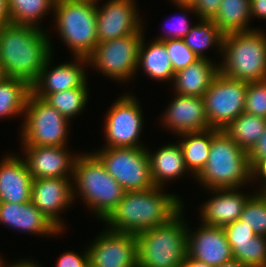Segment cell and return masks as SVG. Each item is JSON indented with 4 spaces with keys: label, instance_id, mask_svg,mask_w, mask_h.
I'll list each match as a JSON object with an SVG mask.
<instances>
[{
    "label": "cell",
    "instance_id": "36",
    "mask_svg": "<svg viewBox=\"0 0 266 267\" xmlns=\"http://www.w3.org/2000/svg\"><path fill=\"white\" fill-rule=\"evenodd\" d=\"M176 6L178 7V9H180L181 11L180 13H182V15L181 14L177 15L176 18L174 16L173 19L172 17H170L171 20H174L173 22L170 20L171 23V24L169 23L170 28L164 26L163 27L164 35L161 32V35H159L158 38H155L154 40L165 41L170 39H183L190 31V28L193 25L192 23H189L190 19L186 18V16L192 13L193 16L195 15L196 18L195 10L191 5H176ZM183 14H185V16ZM168 20L169 19H167L166 22H168Z\"/></svg>",
    "mask_w": 266,
    "mask_h": 267
},
{
    "label": "cell",
    "instance_id": "21",
    "mask_svg": "<svg viewBox=\"0 0 266 267\" xmlns=\"http://www.w3.org/2000/svg\"><path fill=\"white\" fill-rule=\"evenodd\" d=\"M243 188L209 189L213 196L199 208L201 223L224 227L240 218L244 205L256 192L245 193ZM240 190V191H239ZM211 191V192H210Z\"/></svg>",
    "mask_w": 266,
    "mask_h": 267
},
{
    "label": "cell",
    "instance_id": "42",
    "mask_svg": "<svg viewBox=\"0 0 266 267\" xmlns=\"http://www.w3.org/2000/svg\"><path fill=\"white\" fill-rule=\"evenodd\" d=\"M252 19L266 20V0H250Z\"/></svg>",
    "mask_w": 266,
    "mask_h": 267
},
{
    "label": "cell",
    "instance_id": "43",
    "mask_svg": "<svg viewBox=\"0 0 266 267\" xmlns=\"http://www.w3.org/2000/svg\"><path fill=\"white\" fill-rule=\"evenodd\" d=\"M11 23L9 2L8 0H0V28Z\"/></svg>",
    "mask_w": 266,
    "mask_h": 267
},
{
    "label": "cell",
    "instance_id": "48",
    "mask_svg": "<svg viewBox=\"0 0 266 267\" xmlns=\"http://www.w3.org/2000/svg\"><path fill=\"white\" fill-rule=\"evenodd\" d=\"M175 5H191L193 0H170Z\"/></svg>",
    "mask_w": 266,
    "mask_h": 267
},
{
    "label": "cell",
    "instance_id": "7",
    "mask_svg": "<svg viewBox=\"0 0 266 267\" xmlns=\"http://www.w3.org/2000/svg\"><path fill=\"white\" fill-rule=\"evenodd\" d=\"M54 29L74 57H88L98 44L96 0H55Z\"/></svg>",
    "mask_w": 266,
    "mask_h": 267
},
{
    "label": "cell",
    "instance_id": "6",
    "mask_svg": "<svg viewBox=\"0 0 266 267\" xmlns=\"http://www.w3.org/2000/svg\"><path fill=\"white\" fill-rule=\"evenodd\" d=\"M219 72L247 82L266 79V32L254 29L223 36Z\"/></svg>",
    "mask_w": 266,
    "mask_h": 267
},
{
    "label": "cell",
    "instance_id": "11",
    "mask_svg": "<svg viewBox=\"0 0 266 267\" xmlns=\"http://www.w3.org/2000/svg\"><path fill=\"white\" fill-rule=\"evenodd\" d=\"M126 93L118 97L106 112L104 123V147L140 148L144 115L139 98Z\"/></svg>",
    "mask_w": 266,
    "mask_h": 267
},
{
    "label": "cell",
    "instance_id": "45",
    "mask_svg": "<svg viewBox=\"0 0 266 267\" xmlns=\"http://www.w3.org/2000/svg\"><path fill=\"white\" fill-rule=\"evenodd\" d=\"M266 182V160L254 171V181Z\"/></svg>",
    "mask_w": 266,
    "mask_h": 267
},
{
    "label": "cell",
    "instance_id": "1",
    "mask_svg": "<svg viewBox=\"0 0 266 267\" xmlns=\"http://www.w3.org/2000/svg\"><path fill=\"white\" fill-rule=\"evenodd\" d=\"M50 34L44 29L13 23L0 28V69L3 76L24 80L31 86L53 54Z\"/></svg>",
    "mask_w": 266,
    "mask_h": 267
},
{
    "label": "cell",
    "instance_id": "19",
    "mask_svg": "<svg viewBox=\"0 0 266 267\" xmlns=\"http://www.w3.org/2000/svg\"><path fill=\"white\" fill-rule=\"evenodd\" d=\"M53 54L46 60L38 79L31 85L32 93H55L82 87L87 82L88 59L74 57V61L51 67ZM85 69V70H84Z\"/></svg>",
    "mask_w": 266,
    "mask_h": 267
},
{
    "label": "cell",
    "instance_id": "39",
    "mask_svg": "<svg viewBox=\"0 0 266 267\" xmlns=\"http://www.w3.org/2000/svg\"><path fill=\"white\" fill-rule=\"evenodd\" d=\"M82 253L67 251L57 259L55 267H89L87 248Z\"/></svg>",
    "mask_w": 266,
    "mask_h": 267
},
{
    "label": "cell",
    "instance_id": "47",
    "mask_svg": "<svg viewBox=\"0 0 266 267\" xmlns=\"http://www.w3.org/2000/svg\"><path fill=\"white\" fill-rule=\"evenodd\" d=\"M217 267H246L243 263L239 262L237 259H232L230 261L224 262Z\"/></svg>",
    "mask_w": 266,
    "mask_h": 267
},
{
    "label": "cell",
    "instance_id": "23",
    "mask_svg": "<svg viewBox=\"0 0 266 267\" xmlns=\"http://www.w3.org/2000/svg\"><path fill=\"white\" fill-rule=\"evenodd\" d=\"M150 162V174L156 187L164 188L170 180L179 179L184 175L190 174L187 169L183 152L179 143H168L152 152L147 147Z\"/></svg>",
    "mask_w": 266,
    "mask_h": 267
},
{
    "label": "cell",
    "instance_id": "5",
    "mask_svg": "<svg viewBox=\"0 0 266 267\" xmlns=\"http://www.w3.org/2000/svg\"><path fill=\"white\" fill-rule=\"evenodd\" d=\"M184 208L166 224L138 233V267H182L187 259Z\"/></svg>",
    "mask_w": 266,
    "mask_h": 267
},
{
    "label": "cell",
    "instance_id": "15",
    "mask_svg": "<svg viewBox=\"0 0 266 267\" xmlns=\"http://www.w3.org/2000/svg\"><path fill=\"white\" fill-rule=\"evenodd\" d=\"M31 201L64 232L67 227L60 214L75 204L72 178L33 179Z\"/></svg>",
    "mask_w": 266,
    "mask_h": 267
},
{
    "label": "cell",
    "instance_id": "38",
    "mask_svg": "<svg viewBox=\"0 0 266 267\" xmlns=\"http://www.w3.org/2000/svg\"><path fill=\"white\" fill-rule=\"evenodd\" d=\"M227 241L232 247L234 244H245L256 235L251 227H248L245 222L240 219L222 227Z\"/></svg>",
    "mask_w": 266,
    "mask_h": 267
},
{
    "label": "cell",
    "instance_id": "8",
    "mask_svg": "<svg viewBox=\"0 0 266 267\" xmlns=\"http://www.w3.org/2000/svg\"><path fill=\"white\" fill-rule=\"evenodd\" d=\"M23 117L20 127L22 146H68L71 121L43 98L30 92Z\"/></svg>",
    "mask_w": 266,
    "mask_h": 267
},
{
    "label": "cell",
    "instance_id": "33",
    "mask_svg": "<svg viewBox=\"0 0 266 267\" xmlns=\"http://www.w3.org/2000/svg\"><path fill=\"white\" fill-rule=\"evenodd\" d=\"M239 219L256 235L266 237V194L263 191L258 190L248 199Z\"/></svg>",
    "mask_w": 266,
    "mask_h": 267
},
{
    "label": "cell",
    "instance_id": "37",
    "mask_svg": "<svg viewBox=\"0 0 266 267\" xmlns=\"http://www.w3.org/2000/svg\"><path fill=\"white\" fill-rule=\"evenodd\" d=\"M163 42L166 46L174 73L179 72L199 59L185 44L183 39H170Z\"/></svg>",
    "mask_w": 266,
    "mask_h": 267
},
{
    "label": "cell",
    "instance_id": "4",
    "mask_svg": "<svg viewBox=\"0 0 266 267\" xmlns=\"http://www.w3.org/2000/svg\"><path fill=\"white\" fill-rule=\"evenodd\" d=\"M72 187L73 199H81L101 222L111 214L125 193L92 152L77 155Z\"/></svg>",
    "mask_w": 266,
    "mask_h": 267
},
{
    "label": "cell",
    "instance_id": "41",
    "mask_svg": "<svg viewBox=\"0 0 266 267\" xmlns=\"http://www.w3.org/2000/svg\"><path fill=\"white\" fill-rule=\"evenodd\" d=\"M248 154L251 168L255 171L266 160V129L263 136Z\"/></svg>",
    "mask_w": 266,
    "mask_h": 267
},
{
    "label": "cell",
    "instance_id": "28",
    "mask_svg": "<svg viewBox=\"0 0 266 267\" xmlns=\"http://www.w3.org/2000/svg\"><path fill=\"white\" fill-rule=\"evenodd\" d=\"M30 92L31 86L26 81L3 77L0 80V118L24 116Z\"/></svg>",
    "mask_w": 266,
    "mask_h": 267
},
{
    "label": "cell",
    "instance_id": "49",
    "mask_svg": "<svg viewBox=\"0 0 266 267\" xmlns=\"http://www.w3.org/2000/svg\"><path fill=\"white\" fill-rule=\"evenodd\" d=\"M262 183V184H261ZM260 189L255 188L256 190H261L266 194V182H260Z\"/></svg>",
    "mask_w": 266,
    "mask_h": 267
},
{
    "label": "cell",
    "instance_id": "50",
    "mask_svg": "<svg viewBox=\"0 0 266 267\" xmlns=\"http://www.w3.org/2000/svg\"><path fill=\"white\" fill-rule=\"evenodd\" d=\"M0 257H1V255H0ZM0 267H3V258L2 257L0 258Z\"/></svg>",
    "mask_w": 266,
    "mask_h": 267
},
{
    "label": "cell",
    "instance_id": "18",
    "mask_svg": "<svg viewBox=\"0 0 266 267\" xmlns=\"http://www.w3.org/2000/svg\"><path fill=\"white\" fill-rule=\"evenodd\" d=\"M187 228V259L217 267L233 259L231 247L222 227L200 224ZM194 231V232H193Z\"/></svg>",
    "mask_w": 266,
    "mask_h": 267
},
{
    "label": "cell",
    "instance_id": "14",
    "mask_svg": "<svg viewBox=\"0 0 266 267\" xmlns=\"http://www.w3.org/2000/svg\"><path fill=\"white\" fill-rule=\"evenodd\" d=\"M100 3V0H96L98 43L139 33L145 27L136 0Z\"/></svg>",
    "mask_w": 266,
    "mask_h": 267
},
{
    "label": "cell",
    "instance_id": "24",
    "mask_svg": "<svg viewBox=\"0 0 266 267\" xmlns=\"http://www.w3.org/2000/svg\"><path fill=\"white\" fill-rule=\"evenodd\" d=\"M213 62L211 59L199 58L174 73L172 81L174 94L202 97L219 73V63Z\"/></svg>",
    "mask_w": 266,
    "mask_h": 267
},
{
    "label": "cell",
    "instance_id": "34",
    "mask_svg": "<svg viewBox=\"0 0 266 267\" xmlns=\"http://www.w3.org/2000/svg\"><path fill=\"white\" fill-rule=\"evenodd\" d=\"M233 258L246 267H266V237L255 235L250 242L234 244Z\"/></svg>",
    "mask_w": 266,
    "mask_h": 267
},
{
    "label": "cell",
    "instance_id": "51",
    "mask_svg": "<svg viewBox=\"0 0 266 267\" xmlns=\"http://www.w3.org/2000/svg\"><path fill=\"white\" fill-rule=\"evenodd\" d=\"M2 70L0 69V80L3 78Z\"/></svg>",
    "mask_w": 266,
    "mask_h": 267
},
{
    "label": "cell",
    "instance_id": "12",
    "mask_svg": "<svg viewBox=\"0 0 266 267\" xmlns=\"http://www.w3.org/2000/svg\"><path fill=\"white\" fill-rule=\"evenodd\" d=\"M248 82L231 79L220 72L202 96L209 127L224 130L244 112Z\"/></svg>",
    "mask_w": 266,
    "mask_h": 267
},
{
    "label": "cell",
    "instance_id": "10",
    "mask_svg": "<svg viewBox=\"0 0 266 267\" xmlns=\"http://www.w3.org/2000/svg\"><path fill=\"white\" fill-rule=\"evenodd\" d=\"M107 172L125 191H145L155 187L151 174L147 147H103L92 151Z\"/></svg>",
    "mask_w": 266,
    "mask_h": 267
},
{
    "label": "cell",
    "instance_id": "3",
    "mask_svg": "<svg viewBox=\"0 0 266 267\" xmlns=\"http://www.w3.org/2000/svg\"><path fill=\"white\" fill-rule=\"evenodd\" d=\"M195 180L205 190L243 188L256 183L248 152L217 129H212L209 158Z\"/></svg>",
    "mask_w": 266,
    "mask_h": 267
},
{
    "label": "cell",
    "instance_id": "44",
    "mask_svg": "<svg viewBox=\"0 0 266 267\" xmlns=\"http://www.w3.org/2000/svg\"><path fill=\"white\" fill-rule=\"evenodd\" d=\"M35 260H33V261H31V260H29L28 258H25L24 260L22 259H20L19 261H17V262H14V263H12V264H8L6 261H4V259H3V267H41V263H40V265L37 263V261H35Z\"/></svg>",
    "mask_w": 266,
    "mask_h": 267
},
{
    "label": "cell",
    "instance_id": "40",
    "mask_svg": "<svg viewBox=\"0 0 266 267\" xmlns=\"http://www.w3.org/2000/svg\"><path fill=\"white\" fill-rule=\"evenodd\" d=\"M221 0H193L191 6L199 19H213L218 13Z\"/></svg>",
    "mask_w": 266,
    "mask_h": 267
},
{
    "label": "cell",
    "instance_id": "26",
    "mask_svg": "<svg viewBox=\"0 0 266 267\" xmlns=\"http://www.w3.org/2000/svg\"><path fill=\"white\" fill-rule=\"evenodd\" d=\"M212 20L224 35L257 29L249 26L252 20L250 0H221Z\"/></svg>",
    "mask_w": 266,
    "mask_h": 267
},
{
    "label": "cell",
    "instance_id": "22",
    "mask_svg": "<svg viewBox=\"0 0 266 267\" xmlns=\"http://www.w3.org/2000/svg\"><path fill=\"white\" fill-rule=\"evenodd\" d=\"M8 154L0 160V202H30L33 178L27 164L19 154Z\"/></svg>",
    "mask_w": 266,
    "mask_h": 267
},
{
    "label": "cell",
    "instance_id": "9",
    "mask_svg": "<svg viewBox=\"0 0 266 267\" xmlns=\"http://www.w3.org/2000/svg\"><path fill=\"white\" fill-rule=\"evenodd\" d=\"M145 28L139 33L100 42L87 57L88 67L115 82L135 79L138 51ZM95 68V69H94Z\"/></svg>",
    "mask_w": 266,
    "mask_h": 267
},
{
    "label": "cell",
    "instance_id": "32",
    "mask_svg": "<svg viewBox=\"0 0 266 267\" xmlns=\"http://www.w3.org/2000/svg\"><path fill=\"white\" fill-rule=\"evenodd\" d=\"M8 2L13 24L45 29L41 27V21L47 17L46 15L53 13L55 0H8Z\"/></svg>",
    "mask_w": 266,
    "mask_h": 267
},
{
    "label": "cell",
    "instance_id": "16",
    "mask_svg": "<svg viewBox=\"0 0 266 267\" xmlns=\"http://www.w3.org/2000/svg\"><path fill=\"white\" fill-rule=\"evenodd\" d=\"M174 95L158 119L161 125L175 136L210 129L202 97Z\"/></svg>",
    "mask_w": 266,
    "mask_h": 267
},
{
    "label": "cell",
    "instance_id": "27",
    "mask_svg": "<svg viewBox=\"0 0 266 267\" xmlns=\"http://www.w3.org/2000/svg\"><path fill=\"white\" fill-rule=\"evenodd\" d=\"M188 171L196 177L206 165L212 142V129L179 135Z\"/></svg>",
    "mask_w": 266,
    "mask_h": 267
},
{
    "label": "cell",
    "instance_id": "2",
    "mask_svg": "<svg viewBox=\"0 0 266 267\" xmlns=\"http://www.w3.org/2000/svg\"><path fill=\"white\" fill-rule=\"evenodd\" d=\"M163 189L155 186L145 191H125L103 223L112 231L134 235L166 224L184 208V203L181 196Z\"/></svg>",
    "mask_w": 266,
    "mask_h": 267
},
{
    "label": "cell",
    "instance_id": "20",
    "mask_svg": "<svg viewBox=\"0 0 266 267\" xmlns=\"http://www.w3.org/2000/svg\"><path fill=\"white\" fill-rule=\"evenodd\" d=\"M0 223L9 229L35 236L57 237L62 231L33 203L0 202Z\"/></svg>",
    "mask_w": 266,
    "mask_h": 267
},
{
    "label": "cell",
    "instance_id": "13",
    "mask_svg": "<svg viewBox=\"0 0 266 267\" xmlns=\"http://www.w3.org/2000/svg\"><path fill=\"white\" fill-rule=\"evenodd\" d=\"M104 229L87 245L89 267H138L136 236Z\"/></svg>",
    "mask_w": 266,
    "mask_h": 267
},
{
    "label": "cell",
    "instance_id": "35",
    "mask_svg": "<svg viewBox=\"0 0 266 267\" xmlns=\"http://www.w3.org/2000/svg\"><path fill=\"white\" fill-rule=\"evenodd\" d=\"M244 112L266 119V79L248 82Z\"/></svg>",
    "mask_w": 266,
    "mask_h": 267
},
{
    "label": "cell",
    "instance_id": "30",
    "mask_svg": "<svg viewBox=\"0 0 266 267\" xmlns=\"http://www.w3.org/2000/svg\"><path fill=\"white\" fill-rule=\"evenodd\" d=\"M199 21L190 28V31L183 38L185 44L199 58L211 59L206 56L205 52L214 46L217 47L216 51L222 54L224 34L212 19H199Z\"/></svg>",
    "mask_w": 266,
    "mask_h": 267
},
{
    "label": "cell",
    "instance_id": "17",
    "mask_svg": "<svg viewBox=\"0 0 266 267\" xmlns=\"http://www.w3.org/2000/svg\"><path fill=\"white\" fill-rule=\"evenodd\" d=\"M33 179L72 178L77 153L67 146H21Z\"/></svg>",
    "mask_w": 266,
    "mask_h": 267
},
{
    "label": "cell",
    "instance_id": "29",
    "mask_svg": "<svg viewBox=\"0 0 266 267\" xmlns=\"http://www.w3.org/2000/svg\"><path fill=\"white\" fill-rule=\"evenodd\" d=\"M266 119L247 114L237 116L223 131L242 149L248 153L263 136Z\"/></svg>",
    "mask_w": 266,
    "mask_h": 267
},
{
    "label": "cell",
    "instance_id": "25",
    "mask_svg": "<svg viewBox=\"0 0 266 267\" xmlns=\"http://www.w3.org/2000/svg\"><path fill=\"white\" fill-rule=\"evenodd\" d=\"M145 38L143 35L138 51L136 73L142 69L141 71L153 81L172 83L174 70L164 42L153 39L147 43Z\"/></svg>",
    "mask_w": 266,
    "mask_h": 267
},
{
    "label": "cell",
    "instance_id": "31",
    "mask_svg": "<svg viewBox=\"0 0 266 267\" xmlns=\"http://www.w3.org/2000/svg\"><path fill=\"white\" fill-rule=\"evenodd\" d=\"M89 85L86 82L82 87L63 90L55 93H33L35 96L43 98L69 121L79 116L86 108L89 101Z\"/></svg>",
    "mask_w": 266,
    "mask_h": 267
},
{
    "label": "cell",
    "instance_id": "46",
    "mask_svg": "<svg viewBox=\"0 0 266 267\" xmlns=\"http://www.w3.org/2000/svg\"><path fill=\"white\" fill-rule=\"evenodd\" d=\"M182 267H213L193 259H186Z\"/></svg>",
    "mask_w": 266,
    "mask_h": 267
}]
</instances>
